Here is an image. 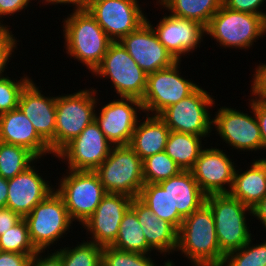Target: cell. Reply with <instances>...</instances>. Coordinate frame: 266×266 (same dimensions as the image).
<instances>
[{
    "label": "cell",
    "mask_w": 266,
    "mask_h": 266,
    "mask_svg": "<svg viewBox=\"0 0 266 266\" xmlns=\"http://www.w3.org/2000/svg\"><path fill=\"white\" fill-rule=\"evenodd\" d=\"M62 23L65 53L92 74L113 41L88 11H73Z\"/></svg>",
    "instance_id": "cell-1"
},
{
    "label": "cell",
    "mask_w": 266,
    "mask_h": 266,
    "mask_svg": "<svg viewBox=\"0 0 266 266\" xmlns=\"http://www.w3.org/2000/svg\"><path fill=\"white\" fill-rule=\"evenodd\" d=\"M176 252L184 254L192 265H222L225 255L219 248L214 215L206 203L184 218L178 230Z\"/></svg>",
    "instance_id": "cell-2"
},
{
    "label": "cell",
    "mask_w": 266,
    "mask_h": 266,
    "mask_svg": "<svg viewBox=\"0 0 266 266\" xmlns=\"http://www.w3.org/2000/svg\"><path fill=\"white\" fill-rule=\"evenodd\" d=\"M205 203L214 215L216 237L224 255L243 247L251 238L247 217H252V209L230 194L206 196ZM253 236V237H252Z\"/></svg>",
    "instance_id": "cell-3"
},
{
    "label": "cell",
    "mask_w": 266,
    "mask_h": 266,
    "mask_svg": "<svg viewBox=\"0 0 266 266\" xmlns=\"http://www.w3.org/2000/svg\"><path fill=\"white\" fill-rule=\"evenodd\" d=\"M97 91L90 87L56 96L55 155L95 120L100 102Z\"/></svg>",
    "instance_id": "cell-4"
},
{
    "label": "cell",
    "mask_w": 266,
    "mask_h": 266,
    "mask_svg": "<svg viewBox=\"0 0 266 266\" xmlns=\"http://www.w3.org/2000/svg\"><path fill=\"white\" fill-rule=\"evenodd\" d=\"M206 35L222 48L249 50L259 38H263L264 17L230 10L223 4L212 16L205 28Z\"/></svg>",
    "instance_id": "cell-5"
},
{
    "label": "cell",
    "mask_w": 266,
    "mask_h": 266,
    "mask_svg": "<svg viewBox=\"0 0 266 266\" xmlns=\"http://www.w3.org/2000/svg\"><path fill=\"white\" fill-rule=\"evenodd\" d=\"M65 171L55 183V191L63 198L71 220L82 225L94 213L106 191L95 171Z\"/></svg>",
    "instance_id": "cell-6"
},
{
    "label": "cell",
    "mask_w": 266,
    "mask_h": 266,
    "mask_svg": "<svg viewBox=\"0 0 266 266\" xmlns=\"http://www.w3.org/2000/svg\"><path fill=\"white\" fill-rule=\"evenodd\" d=\"M95 172L106 193H120L137 198L145 184L142 160L129 145L113 146Z\"/></svg>",
    "instance_id": "cell-7"
},
{
    "label": "cell",
    "mask_w": 266,
    "mask_h": 266,
    "mask_svg": "<svg viewBox=\"0 0 266 266\" xmlns=\"http://www.w3.org/2000/svg\"><path fill=\"white\" fill-rule=\"evenodd\" d=\"M100 79H110L118 97H130L142 100L147 88L145 73L118 42H112L102 63L91 74Z\"/></svg>",
    "instance_id": "cell-8"
},
{
    "label": "cell",
    "mask_w": 266,
    "mask_h": 266,
    "mask_svg": "<svg viewBox=\"0 0 266 266\" xmlns=\"http://www.w3.org/2000/svg\"><path fill=\"white\" fill-rule=\"evenodd\" d=\"M24 219L28 224L34 247L45 251L54 246L53 244H57L61 237H65L73 224L63 198L55 190L37 204Z\"/></svg>",
    "instance_id": "cell-9"
},
{
    "label": "cell",
    "mask_w": 266,
    "mask_h": 266,
    "mask_svg": "<svg viewBox=\"0 0 266 266\" xmlns=\"http://www.w3.org/2000/svg\"><path fill=\"white\" fill-rule=\"evenodd\" d=\"M215 99L201 87L189 96L164 109L158 116L171 131L189 133L206 138L213 130L210 114Z\"/></svg>",
    "instance_id": "cell-10"
},
{
    "label": "cell",
    "mask_w": 266,
    "mask_h": 266,
    "mask_svg": "<svg viewBox=\"0 0 266 266\" xmlns=\"http://www.w3.org/2000/svg\"><path fill=\"white\" fill-rule=\"evenodd\" d=\"M181 61L147 74V88L141 100L144 113L159 115L167 107L192 94L200 85L181 76Z\"/></svg>",
    "instance_id": "cell-11"
},
{
    "label": "cell",
    "mask_w": 266,
    "mask_h": 266,
    "mask_svg": "<svg viewBox=\"0 0 266 266\" xmlns=\"http://www.w3.org/2000/svg\"><path fill=\"white\" fill-rule=\"evenodd\" d=\"M249 111L252 113H243L241 110L231 108V106H222L214 113L212 131L216 135L239 152L262 151V137L254 109L251 106V99H248ZM215 128V130H214Z\"/></svg>",
    "instance_id": "cell-12"
},
{
    "label": "cell",
    "mask_w": 266,
    "mask_h": 266,
    "mask_svg": "<svg viewBox=\"0 0 266 266\" xmlns=\"http://www.w3.org/2000/svg\"><path fill=\"white\" fill-rule=\"evenodd\" d=\"M114 145L105 137L94 120L67 143L56 155L67 168L75 171H95L108 157Z\"/></svg>",
    "instance_id": "cell-13"
},
{
    "label": "cell",
    "mask_w": 266,
    "mask_h": 266,
    "mask_svg": "<svg viewBox=\"0 0 266 266\" xmlns=\"http://www.w3.org/2000/svg\"><path fill=\"white\" fill-rule=\"evenodd\" d=\"M95 112V121L105 137L114 145H129L140 117L144 113L141 100L119 97Z\"/></svg>",
    "instance_id": "cell-14"
},
{
    "label": "cell",
    "mask_w": 266,
    "mask_h": 266,
    "mask_svg": "<svg viewBox=\"0 0 266 266\" xmlns=\"http://www.w3.org/2000/svg\"><path fill=\"white\" fill-rule=\"evenodd\" d=\"M139 0H98L87 11L113 42L135 31L146 21Z\"/></svg>",
    "instance_id": "cell-15"
},
{
    "label": "cell",
    "mask_w": 266,
    "mask_h": 266,
    "mask_svg": "<svg viewBox=\"0 0 266 266\" xmlns=\"http://www.w3.org/2000/svg\"><path fill=\"white\" fill-rule=\"evenodd\" d=\"M222 149L204 148L190 170L202 192L212 194H229L237 165ZM226 185V186H225Z\"/></svg>",
    "instance_id": "cell-16"
},
{
    "label": "cell",
    "mask_w": 266,
    "mask_h": 266,
    "mask_svg": "<svg viewBox=\"0 0 266 266\" xmlns=\"http://www.w3.org/2000/svg\"><path fill=\"white\" fill-rule=\"evenodd\" d=\"M132 199L126 194L106 193L94 213L81 225L91 236L87 241L110 246L116 240L123 215Z\"/></svg>",
    "instance_id": "cell-17"
},
{
    "label": "cell",
    "mask_w": 266,
    "mask_h": 266,
    "mask_svg": "<svg viewBox=\"0 0 266 266\" xmlns=\"http://www.w3.org/2000/svg\"><path fill=\"white\" fill-rule=\"evenodd\" d=\"M165 14L157 25L153 26L147 15L146 21L172 56L177 61H182V57L193 54L195 49L200 48L203 38L207 37L205 27L196 21Z\"/></svg>",
    "instance_id": "cell-18"
},
{
    "label": "cell",
    "mask_w": 266,
    "mask_h": 266,
    "mask_svg": "<svg viewBox=\"0 0 266 266\" xmlns=\"http://www.w3.org/2000/svg\"><path fill=\"white\" fill-rule=\"evenodd\" d=\"M137 65L147 74L173 65L177 60L159 41L152 26L143 22L119 41Z\"/></svg>",
    "instance_id": "cell-19"
},
{
    "label": "cell",
    "mask_w": 266,
    "mask_h": 266,
    "mask_svg": "<svg viewBox=\"0 0 266 266\" xmlns=\"http://www.w3.org/2000/svg\"><path fill=\"white\" fill-rule=\"evenodd\" d=\"M17 176L8 180L6 207L25 218L33 208L43 201L52 191L53 185L43 178L35 163ZM38 169V170H37ZM51 185V186H50Z\"/></svg>",
    "instance_id": "cell-20"
},
{
    "label": "cell",
    "mask_w": 266,
    "mask_h": 266,
    "mask_svg": "<svg viewBox=\"0 0 266 266\" xmlns=\"http://www.w3.org/2000/svg\"><path fill=\"white\" fill-rule=\"evenodd\" d=\"M18 108L27 116L55 155L56 96L42 94V90L31 79L21 91Z\"/></svg>",
    "instance_id": "cell-21"
},
{
    "label": "cell",
    "mask_w": 266,
    "mask_h": 266,
    "mask_svg": "<svg viewBox=\"0 0 266 266\" xmlns=\"http://www.w3.org/2000/svg\"><path fill=\"white\" fill-rule=\"evenodd\" d=\"M0 141L24 147L38 159L49 154L55 157L48 143L19 108L0 114Z\"/></svg>",
    "instance_id": "cell-22"
},
{
    "label": "cell",
    "mask_w": 266,
    "mask_h": 266,
    "mask_svg": "<svg viewBox=\"0 0 266 266\" xmlns=\"http://www.w3.org/2000/svg\"><path fill=\"white\" fill-rule=\"evenodd\" d=\"M130 207L135 211L143 228L147 244L162 256L166 257L172 252L174 254L177 249L178 230L171 223L159 219L138 198L132 199Z\"/></svg>",
    "instance_id": "cell-23"
},
{
    "label": "cell",
    "mask_w": 266,
    "mask_h": 266,
    "mask_svg": "<svg viewBox=\"0 0 266 266\" xmlns=\"http://www.w3.org/2000/svg\"><path fill=\"white\" fill-rule=\"evenodd\" d=\"M159 184L168 192L174 210H178L184 218L205 203L206 195L198 186L191 171H181L176 176L160 181Z\"/></svg>",
    "instance_id": "cell-24"
},
{
    "label": "cell",
    "mask_w": 266,
    "mask_h": 266,
    "mask_svg": "<svg viewBox=\"0 0 266 266\" xmlns=\"http://www.w3.org/2000/svg\"><path fill=\"white\" fill-rule=\"evenodd\" d=\"M143 117L145 119L139 120L129 144L142 161L164 152L171 131L158 115L144 114Z\"/></svg>",
    "instance_id": "cell-25"
},
{
    "label": "cell",
    "mask_w": 266,
    "mask_h": 266,
    "mask_svg": "<svg viewBox=\"0 0 266 266\" xmlns=\"http://www.w3.org/2000/svg\"><path fill=\"white\" fill-rule=\"evenodd\" d=\"M247 169H235L229 194L251 209L266 194V176L263 168L254 160Z\"/></svg>",
    "instance_id": "cell-26"
},
{
    "label": "cell",
    "mask_w": 266,
    "mask_h": 266,
    "mask_svg": "<svg viewBox=\"0 0 266 266\" xmlns=\"http://www.w3.org/2000/svg\"><path fill=\"white\" fill-rule=\"evenodd\" d=\"M202 140V136L170 131L164 151L182 171H190L205 148Z\"/></svg>",
    "instance_id": "cell-27"
},
{
    "label": "cell",
    "mask_w": 266,
    "mask_h": 266,
    "mask_svg": "<svg viewBox=\"0 0 266 266\" xmlns=\"http://www.w3.org/2000/svg\"><path fill=\"white\" fill-rule=\"evenodd\" d=\"M221 5L222 0H165L159 7L174 17L196 21L206 28Z\"/></svg>",
    "instance_id": "cell-28"
},
{
    "label": "cell",
    "mask_w": 266,
    "mask_h": 266,
    "mask_svg": "<svg viewBox=\"0 0 266 266\" xmlns=\"http://www.w3.org/2000/svg\"><path fill=\"white\" fill-rule=\"evenodd\" d=\"M159 219L171 223L179 230L184 217L174 210L169 194L159 183H145L137 197Z\"/></svg>",
    "instance_id": "cell-29"
},
{
    "label": "cell",
    "mask_w": 266,
    "mask_h": 266,
    "mask_svg": "<svg viewBox=\"0 0 266 266\" xmlns=\"http://www.w3.org/2000/svg\"><path fill=\"white\" fill-rule=\"evenodd\" d=\"M121 251L151 254L154 251L145 239L135 211L129 207L124 213L116 240L110 245Z\"/></svg>",
    "instance_id": "cell-30"
},
{
    "label": "cell",
    "mask_w": 266,
    "mask_h": 266,
    "mask_svg": "<svg viewBox=\"0 0 266 266\" xmlns=\"http://www.w3.org/2000/svg\"><path fill=\"white\" fill-rule=\"evenodd\" d=\"M37 159L24 147L0 141V176L7 180L26 170Z\"/></svg>",
    "instance_id": "cell-31"
},
{
    "label": "cell",
    "mask_w": 266,
    "mask_h": 266,
    "mask_svg": "<svg viewBox=\"0 0 266 266\" xmlns=\"http://www.w3.org/2000/svg\"><path fill=\"white\" fill-rule=\"evenodd\" d=\"M76 246L59 247L56 251L60 254L63 266H102L103 246L83 240Z\"/></svg>",
    "instance_id": "cell-32"
},
{
    "label": "cell",
    "mask_w": 266,
    "mask_h": 266,
    "mask_svg": "<svg viewBox=\"0 0 266 266\" xmlns=\"http://www.w3.org/2000/svg\"><path fill=\"white\" fill-rule=\"evenodd\" d=\"M143 179L145 183H159L178 175L182 169L164 151L147 157L142 161Z\"/></svg>",
    "instance_id": "cell-33"
},
{
    "label": "cell",
    "mask_w": 266,
    "mask_h": 266,
    "mask_svg": "<svg viewBox=\"0 0 266 266\" xmlns=\"http://www.w3.org/2000/svg\"><path fill=\"white\" fill-rule=\"evenodd\" d=\"M0 251L20 254H35L38 251L30 239L28 224L24 218L0 235Z\"/></svg>",
    "instance_id": "cell-34"
},
{
    "label": "cell",
    "mask_w": 266,
    "mask_h": 266,
    "mask_svg": "<svg viewBox=\"0 0 266 266\" xmlns=\"http://www.w3.org/2000/svg\"><path fill=\"white\" fill-rule=\"evenodd\" d=\"M250 239L243 247L225 255L222 266H264L266 263V240L254 244Z\"/></svg>",
    "instance_id": "cell-35"
},
{
    "label": "cell",
    "mask_w": 266,
    "mask_h": 266,
    "mask_svg": "<svg viewBox=\"0 0 266 266\" xmlns=\"http://www.w3.org/2000/svg\"><path fill=\"white\" fill-rule=\"evenodd\" d=\"M152 254L121 251L112 246H103L102 266H158Z\"/></svg>",
    "instance_id": "cell-36"
},
{
    "label": "cell",
    "mask_w": 266,
    "mask_h": 266,
    "mask_svg": "<svg viewBox=\"0 0 266 266\" xmlns=\"http://www.w3.org/2000/svg\"><path fill=\"white\" fill-rule=\"evenodd\" d=\"M14 79L9 76L0 78V114L18 108L21 91L31 80L26 74L20 80Z\"/></svg>",
    "instance_id": "cell-37"
},
{
    "label": "cell",
    "mask_w": 266,
    "mask_h": 266,
    "mask_svg": "<svg viewBox=\"0 0 266 266\" xmlns=\"http://www.w3.org/2000/svg\"><path fill=\"white\" fill-rule=\"evenodd\" d=\"M10 29V26L0 27V78L7 76L5 73L8 63L12 58L13 52L15 53V50L17 51L18 49L17 44L19 43L17 42H20Z\"/></svg>",
    "instance_id": "cell-38"
},
{
    "label": "cell",
    "mask_w": 266,
    "mask_h": 266,
    "mask_svg": "<svg viewBox=\"0 0 266 266\" xmlns=\"http://www.w3.org/2000/svg\"><path fill=\"white\" fill-rule=\"evenodd\" d=\"M266 0H222V4L230 10L262 15L265 17L266 11L264 12L262 7Z\"/></svg>",
    "instance_id": "cell-39"
},
{
    "label": "cell",
    "mask_w": 266,
    "mask_h": 266,
    "mask_svg": "<svg viewBox=\"0 0 266 266\" xmlns=\"http://www.w3.org/2000/svg\"><path fill=\"white\" fill-rule=\"evenodd\" d=\"M251 80L250 98H255L260 101H266V64L259 63L255 69Z\"/></svg>",
    "instance_id": "cell-40"
},
{
    "label": "cell",
    "mask_w": 266,
    "mask_h": 266,
    "mask_svg": "<svg viewBox=\"0 0 266 266\" xmlns=\"http://www.w3.org/2000/svg\"><path fill=\"white\" fill-rule=\"evenodd\" d=\"M29 6L30 0H0V27H8L5 22V25L3 24V18L14 16V14L22 12Z\"/></svg>",
    "instance_id": "cell-41"
},
{
    "label": "cell",
    "mask_w": 266,
    "mask_h": 266,
    "mask_svg": "<svg viewBox=\"0 0 266 266\" xmlns=\"http://www.w3.org/2000/svg\"><path fill=\"white\" fill-rule=\"evenodd\" d=\"M55 250V251H54ZM47 255H42L43 253ZM38 250L30 258L28 266H63L60 254L53 248V252L49 253V250Z\"/></svg>",
    "instance_id": "cell-42"
},
{
    "label": "cell",
    "mask_w": 266,
    "mask_h": 266,
    "mask_svg": "<svg viewBox=\"0 0 266 266\" xmlns=\"http://www.w3.org/2000/svg\"><path fill=\"white\" fill-rule=\"evenodd\" d=\"M251 106L254 109L262 137V150H266V101L251 98Z\"/></svg>",
    "instance_id": "cell-43"
},
{
    "label": "cell",
    "mask_w": 266,
    "mask_h": 266,
    "mask_svg": "<svg viewBox=\"0 0 266 266\" xmlns=\"http://www.w3.org/2000/svg\"><path fill=\"white\" fill-rule=\"evenodd\" d=\"M32 255L0 251V266H28Z\"/></svg>",
    "instance_id": "cell-44"
},
{
    "label": "cell",
    "mask_w": 266,
    "mask_h": 266,
    "mask_svg": "<svg viewBox=\"0 0 266 266\" xmlns=\"http://www.w3.org/2000/svg\"><path fill=\"white\" fill-rule=\"evenodd\" d=\"M21 219L22 218L11 209L7 207L0 208V235L14 227Z\"/></svg>",
    "instance_id": "cell-45"
},
{
    "label": "cell",
    "mask_w": 266,
    "mask_h": 266,
    "mask_svg": "<svg viewBox=\"0 0 266 266\" xmlns=\"http://www.w3.org/2000/svg\"><path fill=\"white\" fill-rule=\"evenodd\" d=\"M252 216L259 220L260 224L266 231V194L264 197L252 208Z\"/></svg>",
    "instance_id": "cell-46"
},
{
    "label": "cell",
    "mask_w": 266,
    "mask_h": 266,
    "mask_svg": "<svg viewBox=\"0 0 266 266\" xmlns=\"http://www.w3.org/2000/svg\"><path fill=\"white\" fill-rule=\"evenodd\" d=\"M98 0H61V4L64 6L70 4L74 6L73 11H87Z\"/></svg>",
    "instance_id": "cell-47"
},
{
    "label": "cell",
    "mask_w": 266,
    "mask_h": 266,
    "mask_svg": "<svg viewBox=\"0 0 266 266\" xmlns=\"http://www.w3.org/2000/svg\"><path fill=\"white\" fill-rule=\"evenodd\" d=\"M8 180L0 176V208H5L8 198Z\"/></svg>",
    "instance_id": "cell-48"
},
{
    "label": "cell",
    "mask_w": 266,
    "mask_h": 266,
    "mask_svg": "<svg viewBox=\"0 0 266 266\" xmlns=\"http://www.w3.org/2000/svg\"><path fill=\"white\" fill-rule=\"evenodd\" d=\"M31 1L33 2V0H30V3H31ZM35 1V0H34ZM39 1V0H38ZM39 2H42V5H43V3H44V5L46 4V5H61V0H40Z\"/></svg>",
    "instance_id": "cell-49"
},
{
    "label": "cell",
    "mask_w": 266,
    "mask_h": 266,
    "mask_svg": "<svg viewBox=\"0 0 266 266\" xmlns=\"http://www.w3.org/2000/svg\"><path fill=\"white\" fill-rule=\"evenodd\" d=\"M264 170L265 176H266V158L260 157L259 159L255 160Z\"/></svg>",
    "instance_id": "cell-50"
},
{
    "label": "cell",
    "mask_w": 266,
    "mask_h": 266,
    "mask_svg": "<svg viewBox=\"0 0 266 266\" xmlns=\"http://www.w3.org/2000/svg\"><path fill=\"white\" fill-rule=\"evenodd\" d=\"M193 266H222L217 264H193Z\"/></svg>",
    "instance_id": "cell-51"
},
{
    "label": "cell",
    "mask_w": 266,
    "mask_h": 266,
    "mask_svg": "<svg viewBox=\"0 0 266 266\" xmlns=\"http://www.w3.org/2000/svg\"><path fill=\"white\" fill-rule=\"evenodd\" d=\"M264 33H266V14H265V17H264ZM266 34H264L265 36Z\"/></svg>",
    "instance_id": "cell-52"
},
{
    "label": "cell",
    "mask_w": 266,
    "mask_h": 266,
    "mask_svg": "<svg viewBox=\"0 0 266 266\" xmlns=\"http://www.w3.org/2000/svg\"><path fill=\"white\" fill-rule=\"evenodd\" d=\"M165 0H156V5L160 6Z\"/></svg>",
    "instance_id": "cell-53"
}]
</instances>
